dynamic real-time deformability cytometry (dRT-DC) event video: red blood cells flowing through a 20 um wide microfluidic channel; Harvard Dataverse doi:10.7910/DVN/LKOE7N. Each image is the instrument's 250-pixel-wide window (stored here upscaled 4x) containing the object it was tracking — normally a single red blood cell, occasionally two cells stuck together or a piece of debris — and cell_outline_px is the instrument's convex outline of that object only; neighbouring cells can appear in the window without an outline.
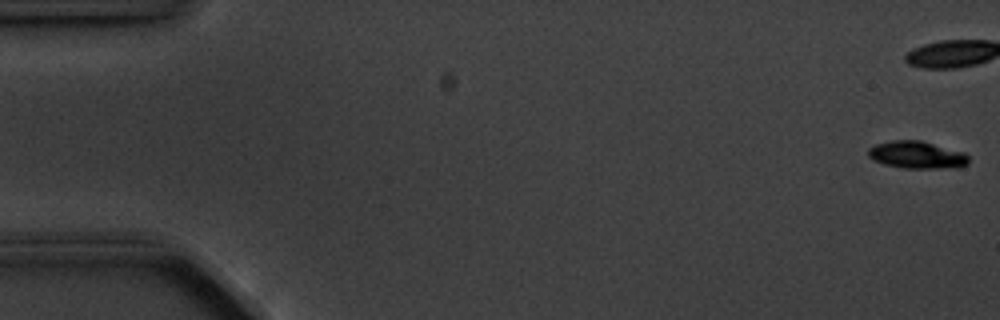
{"species": "common noctule bat (a hibernating species)", "species_latin": "Nyctalus noctula", "temperature_condition": "cold", "stored_images_in_passage": 7, "camera_frame_rate_fps": 3000, "um_per_image_px": 0.085, "animal": {"sex": "male", "body_mass_g": 20.1, "forearm_length_mm": 53.5}, "frame": {"image": 1, "passage_image": 1, "time_ms": 0.0, "image_size_px": [1000, 320], "cell_outline_px": [[968, 164], [956, 168], [904, 168], [884, 164], [872, 160], [868, 156], [868, 148], [876, 144], [892, 140], [920, 140], [964, 152], [968, 156]], "centroid_in_image_um": [77.93, 13.17], "position_along_channel_um": 7.1, "area_um2": 16.07}}